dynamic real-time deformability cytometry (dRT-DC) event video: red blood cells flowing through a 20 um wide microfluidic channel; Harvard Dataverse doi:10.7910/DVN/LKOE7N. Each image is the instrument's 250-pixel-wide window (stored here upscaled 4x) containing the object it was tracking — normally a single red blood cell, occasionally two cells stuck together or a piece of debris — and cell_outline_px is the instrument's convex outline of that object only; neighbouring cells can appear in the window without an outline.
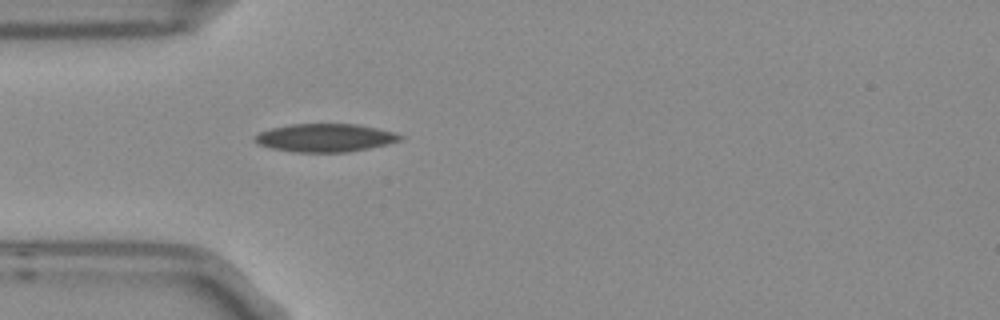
{"species": "Egyptian fruit bat (a non-hibernating species)", "species_latin": "Rousettus aegyptiacus", "temperature_condition": "room temperature", "stored_images_in_passage": 3, "camera_frame_rate_fps": 3000, "um_per_image_px": 0.085, "frame": {"image": 1, "passage_image": 3, "time_ms": 0.667, "image_size_px": [1000, 320], "cell_outline_px": [[404, 136], [400, 140], [388, 144], [348, 152], [292, 152], [272, 148], [260, 144], [252, 140], [260, 132], [272, 128], [292, 124], [356, 124], [376, 128], [392, 132]], "centroid_in_image_um": [27.63, 11.71], "position_along_channel_um": 57.4, "area_um2": 23.58}}